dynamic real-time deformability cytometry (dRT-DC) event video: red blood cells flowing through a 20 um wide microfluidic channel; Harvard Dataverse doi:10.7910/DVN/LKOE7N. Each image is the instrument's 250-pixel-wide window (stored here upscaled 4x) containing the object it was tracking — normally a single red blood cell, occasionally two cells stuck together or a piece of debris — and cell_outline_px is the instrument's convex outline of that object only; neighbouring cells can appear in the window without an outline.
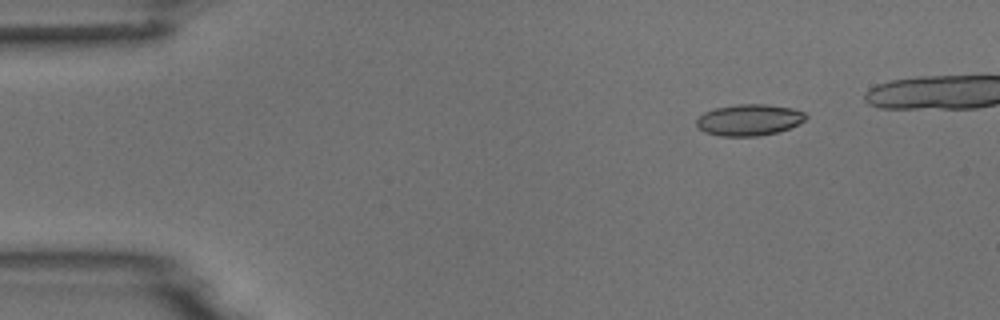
{"species": "common noctule bat (a hibernating species)", "species_latin": "Nyctalus noctula", "temperature_condition": "room temperature", "stored_images_in_passage": 4, "camera_frame_rate_fps": 3000, "um_per_image_px": 0.085, "animal": {"sex": "male", "body_mass_g": 18.8}, "frame": {"image": 1, "passage_image": 1, "time_ms": 0.0, "image_size_px": [1000, 320], "cell_outline_px": [[808, 116], [804, 120], [788, 128], [776, 132], [760, 136], [720, 136], [704, 132], [696, 124], [696, 120], [704, 112], [716, 108], [736, 104], [768, 104], [792, 108], [804, 112]], "centroid_in_image_um": [63.66, 10.19], "position_along_channel_um": 21.3, "area_um2": 19.88}}